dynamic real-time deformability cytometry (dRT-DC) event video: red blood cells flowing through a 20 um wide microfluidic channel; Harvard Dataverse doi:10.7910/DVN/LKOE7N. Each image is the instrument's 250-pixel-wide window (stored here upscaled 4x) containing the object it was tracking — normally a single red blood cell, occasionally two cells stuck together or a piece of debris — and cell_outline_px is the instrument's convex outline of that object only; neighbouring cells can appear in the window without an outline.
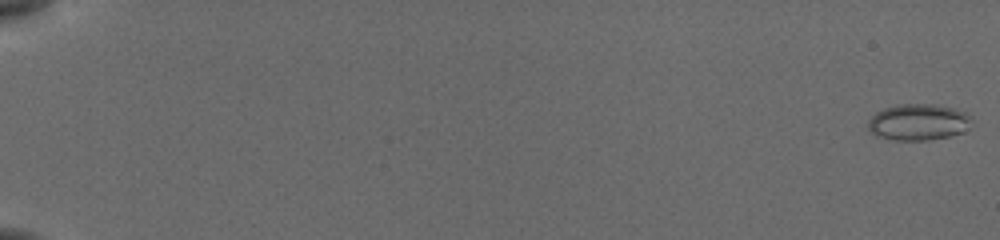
{"species": "common noctule bat (a hibernating species)", "species_latin": "Nyctalus noctula", "temperature_condition": "cold", "stored_images_in_passage": 56, "camera_frame_rate_fps": 3000, "um_per_image_px": 0.085, "animal": {"sex": "female", "body_mass_g": 19.5, "forearm_length_mm": 54.1}, "frame": {"image": 1, "passage_image": 1, "time_ms": 0.0, "image_size_px": [1000, 240], "cell_outline_px": [[972, 116], [960, 132], [948, 136], [928, 140], [888, 140], [876, 136], [868, 128], [868, 120], [876, 112], [884, 108], [900, 104], [932, 104], [952, 108], [964, 112]], "centroid_in_image_um": [77.96, 10.38], "position_along_channel_um": 7.0, "area_um2": 21.56}}
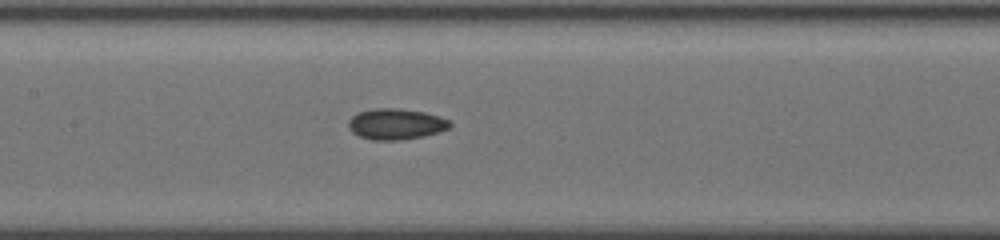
{"frame": {"image": 2, "passage_image": 30, "time_ms": 9.667, "image_size_px": [1000, 240], "cell_outline_px": [[452, 124], [448, 128], [424, 136], [400, 140], [372, 140], [360, 136], [352, 132], [348, 128], [348, 120], [352, 116], [360, 112], [372, 108], [400, 108], [424, 112], [440, 116], [448, 120]], "centroid_in_image_um": [33.63, 10.54], "position_along_channel_um": 173.8, "area_um2": 18.26}}
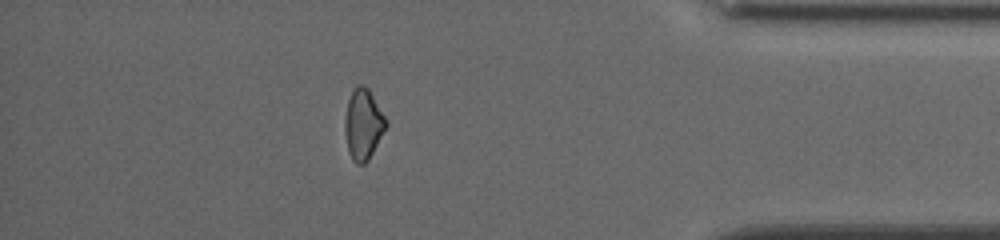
{"frame": {"image": 3, "passage_image": 50, "time_ms": 16.333, "image_size_px": [1000, 240], "cell_outline_px": [[388, 124], [368, 160], [364, 164], [356, 164], [352, 160], [348, 152], [344, 132], [344, 120], [348, 100], [356, 84], [364, 84], [368, 88], [388, 120]], "centroid_in_image_um": [30.86, 10.56], "position_along_channel_um": 404.3, "area_um2": 17.11}, "authors_computed_cell_mechanics": {"area_um2": 18.1781, "velocity_mm_per_s": 3.8827, "shape_relaxation_time_tau1_ms": 2.9666, "shape_relaxation_time_tau2_ms": 3.0695, "deformation_change_tau1": 0.0675, "deformation_change_tau2": 0.0718}}